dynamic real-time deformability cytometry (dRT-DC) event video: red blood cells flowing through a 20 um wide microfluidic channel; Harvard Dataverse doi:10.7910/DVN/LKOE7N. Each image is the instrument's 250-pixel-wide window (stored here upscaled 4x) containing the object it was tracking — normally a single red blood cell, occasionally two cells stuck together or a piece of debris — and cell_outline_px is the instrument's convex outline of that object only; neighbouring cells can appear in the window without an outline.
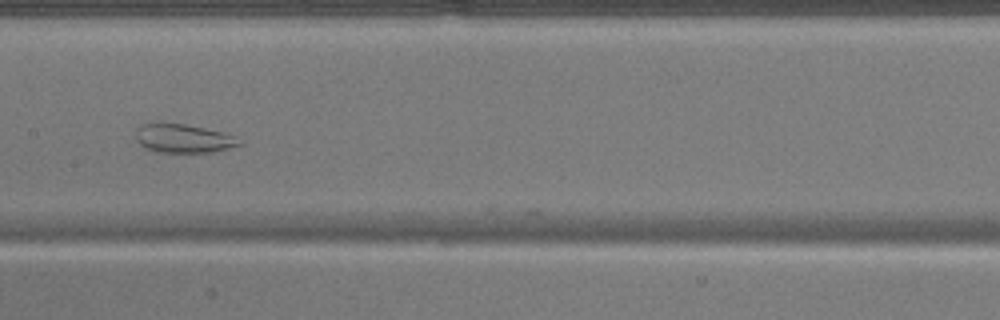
{"species": "common noctule bat (a hibernating species)", "species_latin": "Nyctalus noctula", "temperature_condition": "warm", "stored_images_in_passage": 14, "camera_frame_rate_fps": 3000, "um_per_image_px": 0.085, "animal": {"sex": "male", "body_mass_g": 17.9}, "frame": {"image": 1, "passage_image": 13, "time_ms": 4.0, "image_size_px": [1000, 320], "cell_outline_px": [[244, 144], [212, 152], [160, 152], [144, 148], [136, 140], [136, 128], [140, 124], [184, 124], [224, 132], [236, 136]], "centroid_in_image_um": [15.61, 11.77], "position_along_channel_um": 191.8, "area_um2": 17.22}}